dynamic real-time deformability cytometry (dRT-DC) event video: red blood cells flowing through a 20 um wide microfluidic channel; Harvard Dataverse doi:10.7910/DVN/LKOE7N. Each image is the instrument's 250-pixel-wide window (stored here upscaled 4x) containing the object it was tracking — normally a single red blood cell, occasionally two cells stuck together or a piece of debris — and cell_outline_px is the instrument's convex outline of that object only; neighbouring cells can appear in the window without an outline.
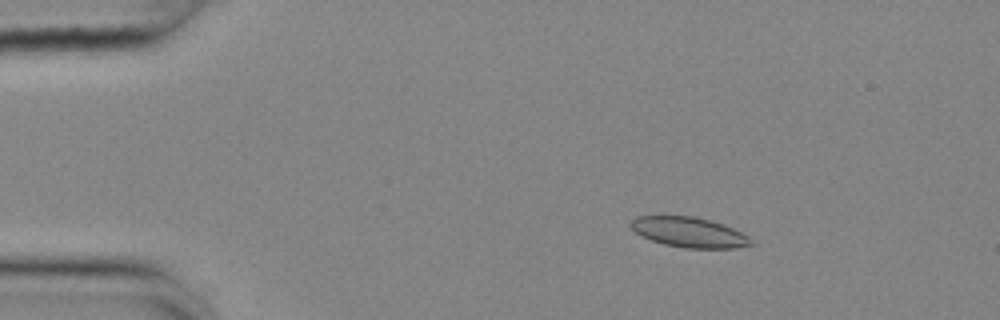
{"species": "common noctule bat (a hibernating species)", "species_latin": "Nyctalus noctula", "temperature_condition": "cold", "stored_images_in_passage": 55, "camera_frame_rate_fps": 3000, "um_per_image_px": 0.085, "animal": {"sex": "female", "body_mass_g": 25.1}, "frame": {"image": 1, "passage_image": 9, "time_ms": 2.667, "image_size_px": [1000, 320], "cell_outline_px": [[756, 244], [736, 248], [684, 248], [664, 244], [640, 236], [628, 224], [636, 216], [692, 216], [724, 224], [748, 236]], "centroid_in_image_um": [58.58, 19.75], "position_along_channel_um": 26.4, "area_um2": 21.1}}
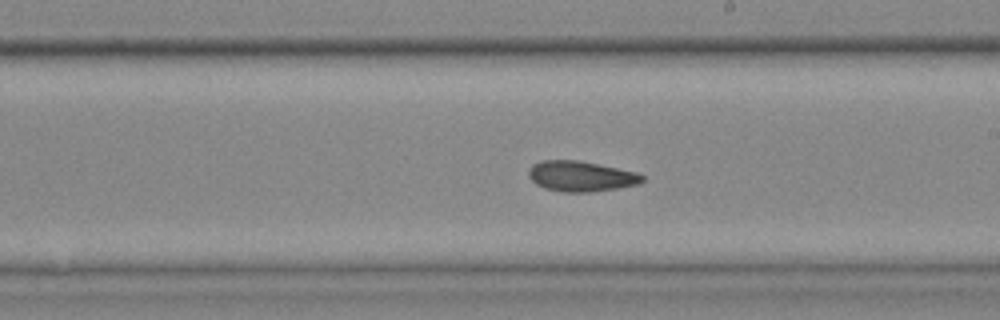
{"frame": {"image": 2, "passage_image": 32, "time_ms": 10.333, "image_size_px": [1000, 320], "cell_outline_px": [[644, 180], [640, 184], [616, 188], [588, 192], [564, 192], [544, 188], [536, 184], [528, 176], [528, 172], [532, 164], [540, 160], [580, 160], [600, 164], [636, 172], [644, 176]], "centroid_in_image_um": [49.37, 14.97], "position_along_channel_um": 239.6, "area_um2": 20.23}}
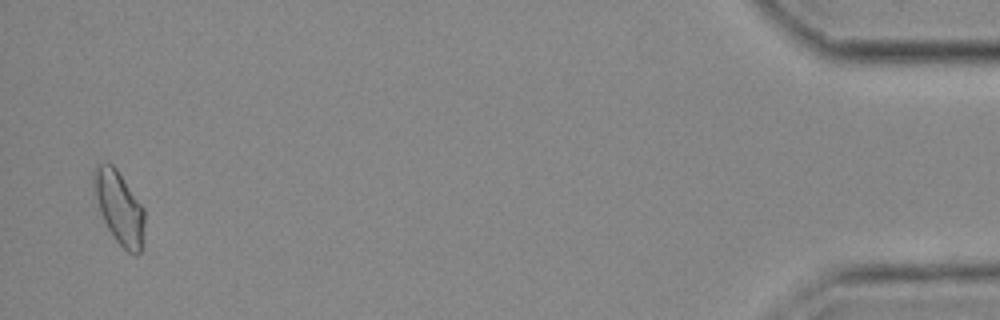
{"frame": {"image": 3, "passage_image": 54, "time_ms": 17.667, "image_size_px": [1000, 320], "cell_outline_px": [[144, 224], [140, 252], [136, 256], [128, 252], [116, 240], [108, 228], [100, 212], [96, 196], [92, 176], [92, 168], [96, 164], [112, 164], [116, 168], [144, 208]], "centroid_in_image_um": [10.12, 17.62], "position_along_channel_um": 425.1, "area_um2": 21.15}, "authors_computed_cell_mechanics": {"area_um2": 20.3456, "velocity_mm_per_s": 3.6626, "shape_relaxation_time_tau1_ms": null, "shape_relaxation_time_tau2_ms": 4.969, "deformation_change_tau1": null, "deformation_change_tau2": 0.0936}}